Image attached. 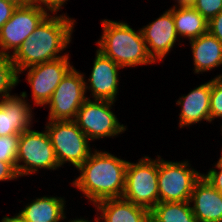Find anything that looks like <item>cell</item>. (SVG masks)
<instances>
[{
  "label": "cell",
  "instance_id": "obj_1",
  "mask_svg": "<svg viewBox=\"0 0 222 222\" xmlns=\"http://www.w3.org/2000/svg\"><path fill=\"white\" fill-rule=\"evenodd\" d=\"M74 22V19L65 14L60 16L49 14L19 48L10 55L18 74L28 70L31 66L66 56V53L60 54L68 48L71 42Z\"/></svg>",
  "mask_w": 222,
  "mask_h": 222
},
{
  "label": "cell",
  "instance_id": "obj_2",
  "mask_svg": "<svg viewBox=\"0 0 222 222\" xmlns=\"http://www.w3.org/2000/svg\"><path fill=\"white\" fill-rule=\"evenodd\" d=\"M127 164L128 161L109 152L95 149L77 169L81 173L72 185L93 204L104 199L121 198L125 188Z\"/></svg>",
  "mask_w": 222,
  "mask_h": 222
},
{
  "label": "cell",
  "instance_id": "obj_3",
  "mask_svg": "<svg viewBox=\"0 0 222 222\" xmlns=\"http://www.w3.org/2000/svg\"><path fill=\"white\" fill-rule=\"evenodd\" d=\"M103 34L96 42L104 56L122 68L155 63L148 54L141 29L137 32L125 22L102 20Z\"/></svg>",
  "mask_w": 222,
  "mask_h": 222
},
{
  "label": "cell",
  "instance_id": "obj_4",
  "mask_svg": "<svg viewBox=\"0 0 222 222\" xmlns=\"http://www.w3.org/2000/svg\"><path fill=\"white\" fill-rule=\"evenodd\" d=\"M46 124L59 166L69 162L78 169L92 153L88 137L74 120H49Z\"/></svg>",
  "mask_w": 222,
  "mask_h": 222
},
{
  "label": "cell",
  "instance_id": "obj_5",
  "mask_svg": "<svg viewBox=\"0 0 222 222\" xmlns=\"http://www.w3.org/2000/svg\"><path fill=\"white\" fill-rule=\"evenodd\" d=\"M158 158L144 156L139 162L128 161L123 198L149 211L159 203Z\"/></svg>",
  "mask_w": 222,
  "mask_h": 222
},
{
  "label": "cell",
  "instance_id": "obj_6",
  "mask_svg": "<svg viewBox=\"0 0 222 222\" xmlns=\"http://www.w3.org/2000/svg\"><path fill=\"white\" fill-rule=\"evenodd\" d=\"M24 164H20V163ZM60 168L48 132L27 129L19 135L16 171L19 177L31 175L38 169Z\"/></svg>",
  "mask_w": 222,
  "mask_h": 222
},
{
  "label": "cell",
  "instance_id": "obj_7",
  "mask_svg": "<svg viewBox=\"0 0 222 222\" xmlns=\"http://www.w3.org/2000/svg\"><path fill=\"white\" fill-rule=\"evenodd\" d=\"M189 167L188 161H165L158 155L159 202L190 201L193 187L202 173Z\"/></svg>",
  "mask_w": 222,
  "mask_h": 222
},
{
  "label": "cell",
  "instance_id": "obj_8",
  "mask_svg": "<svg viewBox=\"0 0 222 222\" xmlns=\"http://www.w3.org/2000/svg\"><path fill=\"white\" fill-rule=\"evenodd\" d=\"M114 103L110 100L92 101L88 98L78 110L74 121L90 141L125 132L126 126L120 124L111 110Z\"/></svg>",
  "mask_w": 222,
  "mask_h": 222
},
{
  "label": "cell",
  "instance_id": "obj_9",
  "mask_svg": "<svg viewBox=\"0 0 222 222\" xmlns=\"http://www.w3.org/2000/svg\"><path fill=\"white\" fill-rule=\"evenodd\" d=\"M74 67L61 80L46 105L49 106L48 120H75L86 97L85 78Z\"/></svg>",
  "mask_w": 222,
  "mask_h": 222
},
{
  "label": "cell",
  "instance_id": "obj_10",
  "mask_svg": "<svg viewBox=\"0 0 222 222\" xmlns=\"http://www.w3.org/2000/svg\"><path fill=\"white\" fill-rule=\"evenodd\" d=\"M48 15V12L34 4L18 6L0 28V55L10 56V49L14 53Z\"/></svg>",
  "mask_w": 222,
  "mask_h": 222
},
{
  "label": "cell",
  "instance_id": "obj_11",
  "mask_svg": "<svg viewBox=\"0 0 222 222\" xmlns=\"http://www.w3.org/2000/svg\"><path fill=\"white\" fill-rule=\"evenodd\" d=\"M68 56L29 67L26 80L36 106L47 104L61 80L73 68Z\"/></svg>",
  "mask_w": 222,
  "mask_h": 222
},
{
  "label": "cell",
  "instance_id": "obj_12",
  "mask_svg": "<svg viewBox=\"0 0 222 222\" xmlns=\"http://www.w3.org/2000/svg\"><path fill=\"white\" fill-rule=\"evenodd\" d=\"M146 48L151 59L161 61L171 51L177 39L173 13L168 9L163 14L141 28Z\"/></svg>",
  "mask_w": 222,
  "mask_h": 222
},
{
  "label": "cell",
  "instance_id": "obj_13",
  "mask_svg": "<svg viewBox=\"0 0 222 222\" xmlns=\"http://www.w3.org/2000/svg\"><path fill=\"white\" fill-rule=\"evenodd\" d=\"M122 68L110 58L96 50L90 78L85 80V90H91V96L98 100L116 101L119 85L118 71Z\"/></svg>",
  "mask_w": 222,
  "mask_h": 222
},
{
  "label": "cell",
  "instance_id": "obj_14",
  "mask_svg": "<svg viewBox=\"0 0 222 222\" xmlns=\"http://www.w3.org/2000/svg\"><path fill=\"white\" fill-rule=\"evenodd\" d=\"M27 93L20 96L8 95L0 100V136L20 135L32 126V107L25 100Z\"/></svg>",
  "mask_w": 222,
  "mask_h": 222
},
{
  "label": "cell",
  "instance_id": "obj_15",
  "mask_svg": "<svg viewBox=\"0 0 222 222\" xmlns=\"http://www.w3.org/2000/svg\"><path fill=\"white\" fill-rule=\"evenodd\" d=\"M189 202L197 222H222V193L205 178L195 183Z\"/></svg>",
  "mask_w": 222,
  "mask_h": 222
},
{
  "label": "cell",
  "instance_id": "obj_16",
  "mask_svg": "<svg viewBox=\"0 0 222 222\" xmlns=\"http://www.w3.org/2000/svg\"><path fill=\"white\" fill-rule=\"evenodd\" d=\"M211 80L191 90L177 100L181 106L179 127L190 126L202 120L210 122Z\"/></svg>",
  "mask_w": 222,
  "mask_h": 222
},
{
  "label": "cell",
  "instance_id": "obj_17",
  "mask_svg": "<svg viewBox=\"0 0 222 222\" xmlns=\"http://www.w3.org/2000/svg\"><path fill=\"white\" fill-rule=\"evenodd\" d=\"M102 222H150V211L121 198L104 199L94 204ZM104 220V221H103Z\"/></svg>",
  "mask_w": 222,
  "mask_h": 222
},
{
  "label": "cell",
  "instance_id": "obj_18",
  "mask_svg": "<svg viewBox=\"0 0 222 222\" xmlns=\"http://www.w3.org/2000/svg\"><path fill=\"white\" fill-rule=\"evenodd\" d=\"M195 73H202L222 65V43L209 32L189 41Z\"/></svg>",
  "mask_w": 222,
  "mask_h": 222
},
{
  "label": "cell",
  "instance_id": "obj_19",
  "mask_svg": "<svg viewBox=\"0 0 222 222\" xmlns=\"http://www.w3.org/2000/svg\"><path fill=\"white\" fill-rule=\"evenodd\" d=\"M62 197H47L34 199L18 213L26 222H60L66 218L65 203Z\"/></svg>",
  "mask_w": 222,
  "mask_h": 222
},
{
  "label": "cell",
  "instance_id": "obj_20",
  "mask_svg": "<svg viewBox=\"0 0 222 222\" xmlns=\"http://www.w3.org/2000/svg\"><path fill=\"white\" fill-rule=\"evenodd\" d=\"M169 10L173 13L177 36L192 40L208 32V21L191 5H174Z\"/></svg>",
  "mask_w": 222,
  "mask_h": 222
},
{
  "label": "cell",
  "instance_id": "obj_21",
  "mask_svg": "<svg viewBox=\"0 0 222 222\" xmlns=\"http://www.w3.org/2000/svg\"><path fill=\"white\" fill-rule=\"evenodd\" d=\"M150 222H197L189 201L159 202L150 210Z\"/></svg>",
  "mask_w": 222,
  "mask_h": 222
},
{
  "label": "cell",
  "instance_id": "obj_22",
  "mask_svg": "<svg viewBox=\"0 0 222 222\" xmlns=\"http://www.w3.org/2000/svg\"><path fill=\"white\" fill-rule=\"evenodd\" d=\"M19 77L10 56L0 55V100L11 95L10 91L19 83Z\"/></svg>",
  "mask_w": 222,
  "mask_h": 222
},
{
  "label": "cell",
  "instance_id": "obj_23",
  "mask_svg": "<svg viewBox=\"0 0 222 222\" xmlns=\"http://www.w3.org/2000/svg\"><path fill=\"white\" fill-rule=\"evenodd\" d=\"M210 123L215 118H222V74L211 79Z\"/></svg>",
  "mask_w": 222,
  "mask_h": 222
},
{
  "label": "cell",
  "instance_id": "obj_24",
  "mask_svg": "<svg viewBox=\"0 0 222 222\" xmlns=\"http://www.w3.org/2000/svg\"><path fill=\"white\" fill-rule=\"evenodd\" d=\"M19 135L0 136V161L16 162Z\"/></svg>",
  "mask_w": 222,
  "mask_h": 222
},
{
  "label": "cell",
  "instance_id": "obj_25",
  "mask_svg": "<svg viewBox=\"0 0 222 222\" xmlns=\"http://www.w3.org/2000/svg\"><path fill=\"white\" fill-rule=\"evenodd\" d=\"M191 6L209 21L222 11V0H194Z\"/></svg>",
  "mask_w": 222,
  "mask_h": 222
},
{
  "label": "cell",
  "instance_id": "obj_26",
  "mask_svg": "<svg viewBox=\"0 0 222 222\" xmlns=\"http://www.w3.org/2000/svg\"><path fill=\"white\" fill-rule=\"evenodd\" d=\"M215 167L220 170L210 169L207 174H202V177L205 178L216 190L222 193V160L219 158Z\"/></svg>",
  "mask_w": 222,
  "mask_h": 222
},
{
  "label": "cell",
  "instance_id": "obj_27",
  "mask_svg": "<svg viewBox=\"0 0 222 222\" xmlns=\"http://www.w3.org/2000/svg\"><path fill=\"white\" fill-rule=\"evenodd\" d=\"M66 1L68 0H33V4L46 12L49 11L53 15H57L58 10L62 9V6L67 3Z\"/></svg>",
  "mask_w": 222,
  "mask_h": 222
},
{
  "label": "cell",
  "instance_id": "obj_28",
  "mask_svg": "<svg viewBox=\"0 0 222 222\" xmlns=\"http://www.w3.org/2000/svg\"><path fill=\"white\" fill-rule=\"evenodd\" d=\"M19 178L16 171V162L0 161V181H8Z\"/></svg>",
  "mask_w": 222,
  "mask_h": 222
},
{
  "label": "cell",
  "instance_id": "obj_29",
  "mask_svg": "<svg viewBox=\"0 0 222 222\" xmlns=\"http://www.w3.org/2000/svg\"><path fill=\"white\" fill-rule=\"evenodd\" d=\"M208 32L222 43V11L208 21Z\"/></svg>",
  "mask_w": 222,
  "mask_h": 222
},
{
  "label": "cell",
  "instance_id": "obj_30",
  "mask_svg": "<svg viewBox=\"0 0 222 222\" xmlns=\"http://www.w3.org/2000/svg\"><path fill=\"white\" fill-rule=\"evenodd\" d=\"M17 6L9 1L0 0V28L11 18Z\"/></svg>",
  "mask_w": 222,
  "mask_h": 222
},
{
  "label": "cell",
  "instance_id": "obj_31",
  "mask_svg": "<svg viewBox=\"0 0 222 222\" xmlns=\"http://www.w3.org/2000/svg\"><path fill=\"white\" fill-rule=\"evenodd\" d=\"M0 222H26L19 214L13 216V217H3V219Z\"/></svg>",
  "mask_w": 222,
  "mask_h": 222
},
{
  "label": "cell",
  "instance_id": "obj_32",
  "mask_svg": "<svg viewBox=\"0 0 222 222\" xmlns=\"http://www.w3.org/2000/svg\"><path fill=\"white\" fill-rule=\"evenodd\" d=\"M18 6H28L33 4V0H6Z\"/></svg>",
  "mask_w": 222,
  "mask_h": 222
},
{
  "label": "cell",
  "instance_id": "obj_33",
  "mask_svg": "<svg viewBox=\"0 0 222 222\" xmlns=\"http://www.w3.org/2000/svg\"><path fill=\"white\" fill-rule=\"evenodd\" d=\"M177 1V6H184V5H191L194 0H175V2Z\"/></svg>",
  "mask_w": 222,
  "mask_h": 222
},
{
  "label": "cell",
  "instance_id": "obj_34",
  "mask_svg": "<svg viewBox=\"0 0 222 222\" xmlns=\"http://www.w3.org/2000/svg\"><path fill=\"white\" fill-rule=\"evenodd\" d=\"M68 222H91V221H88V220H85V219H81V217H80V219H74V220H70V221H68Z\"/></svg>",
  "mask_w": 222,
  "mask_h": 222
},
{
  "label": "cell",
  "instance_id": "obj_35",
  "mask_svg": "<svg viewBox=\"0 0 222 222\" xmlns=\"http://www.w3.org/2000/svg\"><path fill=\"white\" fill-rule=\"evenodd\" d=\"M94 222H101V220H99L98 218H95Z\"/></svg>",
  "mask_w": 222,
  "mask_h": 222
}]
</instances>
